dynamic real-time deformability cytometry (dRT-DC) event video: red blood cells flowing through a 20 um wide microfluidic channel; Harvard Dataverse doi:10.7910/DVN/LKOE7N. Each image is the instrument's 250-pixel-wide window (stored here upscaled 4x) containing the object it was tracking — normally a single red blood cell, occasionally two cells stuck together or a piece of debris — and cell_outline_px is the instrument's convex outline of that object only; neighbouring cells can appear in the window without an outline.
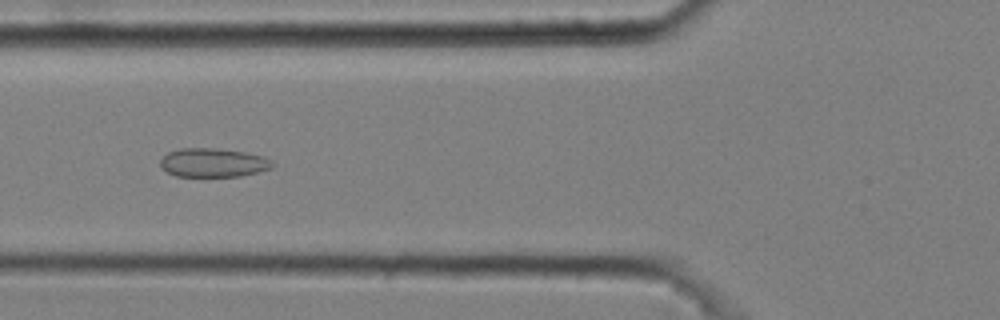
{"species": "common noctule bat (a hibernating species)", "species_latin": "Nyctalus noctula", "temperature_condition": "cold", "stored_images_in_passage": 5, "camera_frame_rate_fps": 3000, "um_per_image_px": 0.085, "animal": {"sex": "male", "body_mass_g": 20.4}, "frame": {"image": 1, "passage_image": 5, "time_ms": 1.333, "image_size_px": [1000, 320], "cell_outline_px": [[276, 164], [272, 168], [240, 176], [176, 176], [160, 168], [160, 160], [168, 152], [180, 148], [212, 148], [244, 152], [264, 156], [272, 160]], "centroid_in_image_um": [18.13, 13.82], "position_along_channel_um": 107.7, "area_um2": 18.84}}